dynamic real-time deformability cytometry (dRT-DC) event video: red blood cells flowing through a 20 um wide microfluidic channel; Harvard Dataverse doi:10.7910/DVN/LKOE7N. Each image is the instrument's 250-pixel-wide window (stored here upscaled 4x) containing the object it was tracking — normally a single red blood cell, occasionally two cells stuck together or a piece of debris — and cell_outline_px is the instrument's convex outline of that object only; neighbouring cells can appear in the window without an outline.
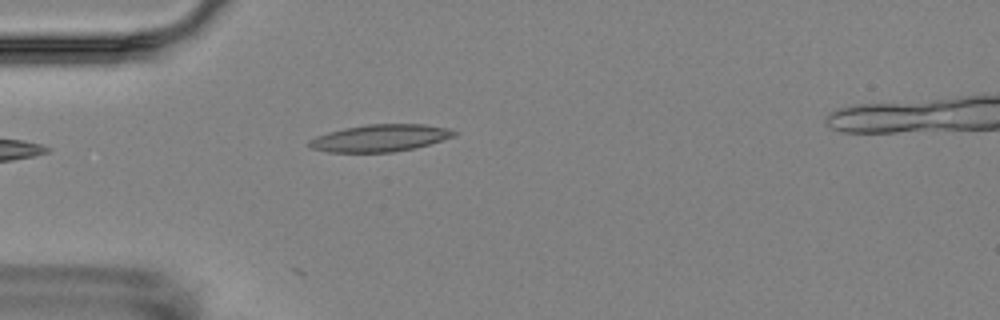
{"species": "Egyptian fruit bat (a non-hibernating species)", "species_latin": "Rousettus aegyptiacus", "temperature_condition": "room temperature", "stored_images_in_passage": 3, "camera_frame_rate_fps": 3000, "um_per_image_px": 0.085, "animal": {"sex": "female"}, "frame": {"image": 1, "passage_image": 3, "time_ms": 2.333, "image_size_px": [1000, 320], "cell_outline_px": [[460, 132], [452, 136], [416, 148], [392, 152], [328, 152], [312, 148], [308, 144], [308, 140], [316, 136], [328, 132], [344, 128], [368, 124], [424, 124], [448, 128]], "centroid_in_image_um": [32.29, 11.73], "position_along_channel_um": 52.7, "area_um2": 22.77}}